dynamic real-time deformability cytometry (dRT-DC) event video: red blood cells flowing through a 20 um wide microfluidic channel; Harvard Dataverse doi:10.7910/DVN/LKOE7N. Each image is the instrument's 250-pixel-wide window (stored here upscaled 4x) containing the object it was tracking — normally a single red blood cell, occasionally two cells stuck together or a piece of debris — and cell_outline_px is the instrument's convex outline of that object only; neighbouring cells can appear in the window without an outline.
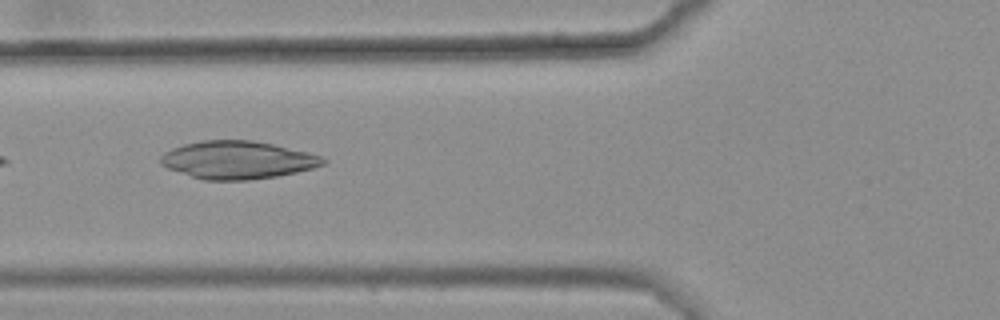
{"species": "common noctule bat (a hibernating species)", "species_latin": "Nyctalus noctula", "temperature_condition": "warm", "stored_images_in_passage": 7, "camera_frame_rate_fps": 3000, "um_per_image_px": 0.085, "animal": {"sex": "female", "body_mass_g": 25.1}, "frame": {"image": 1, "passage_image": 4, "time_ms": 1.0, "image_size_px": [1000, 320], "cell_outline_px": [[328, 160], [324, 164], [312, 168], [296, 172], [276, 176], [248, 180], [204, 180], [168, 168], [160, 164], [160, 156], [164, 152], [172, 148], [184, 144], [204, 140], [252, 140], [272, 144], [308, 152], [320, 156]], "centroid_in_image_um": [20.18, 13.59], "position_along_channel_um": 105.6, "area_um2": 35.6}}
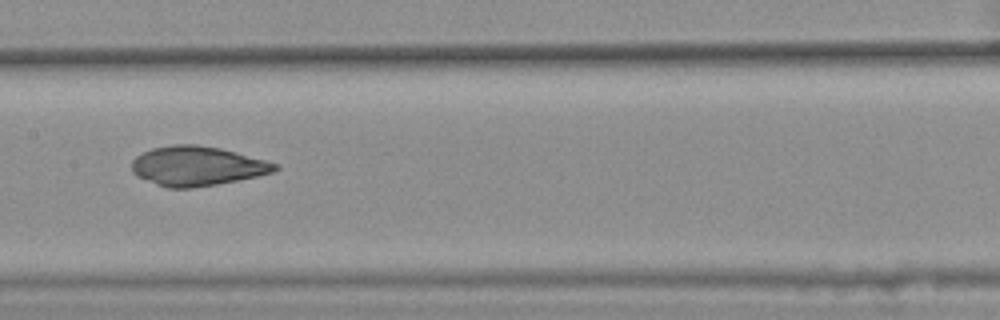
{"frame": {"image": 2, "passage_image": 6, "time_ms": 1.667, "image_size_px": [1000, 320], "cell_outline_px": [[280, 168], [272, 172], [256, 176], [216, 184], [192, 188], [168, 188], [156, 184], [136, 176], [132, 172], [132, 160], [136, 156], [152, 148], [172, 144], [196, 144], [220, 148], [236, 152], [280, 164]], "centroid_in_image_um": [16.74, 14.1], "position_along_channel_um": 190.7, "area_um2": 32.89}}
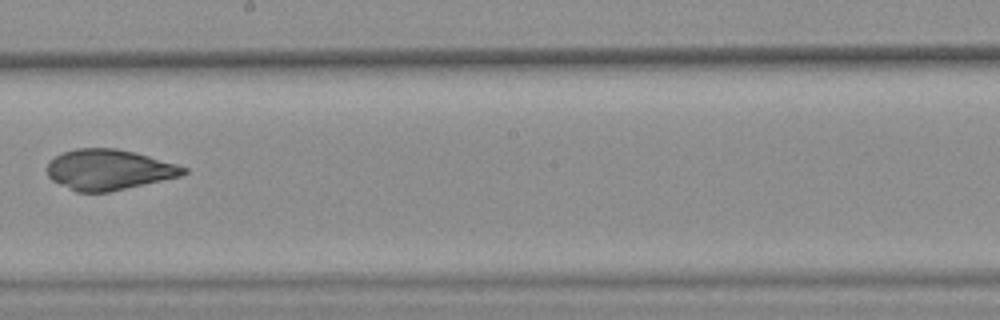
{"frame": {"image": 3, "passage_image": 7, "time_ms": 2.0, "image_size_px": [1000, 320], "cell_outline_px": [[188, 172], [180, 176], [108, 192], [76, 192], [52, 180], [48, 176], [48, 164], [56, 156], [64, 152], [76, 148], [116, 148], [148, 156], [176, 164], [188, 168]], "centroid_in_image_um": [9.25, 14.42], "position_along_channel_um": 239.0, "area_um2": 31.73}}